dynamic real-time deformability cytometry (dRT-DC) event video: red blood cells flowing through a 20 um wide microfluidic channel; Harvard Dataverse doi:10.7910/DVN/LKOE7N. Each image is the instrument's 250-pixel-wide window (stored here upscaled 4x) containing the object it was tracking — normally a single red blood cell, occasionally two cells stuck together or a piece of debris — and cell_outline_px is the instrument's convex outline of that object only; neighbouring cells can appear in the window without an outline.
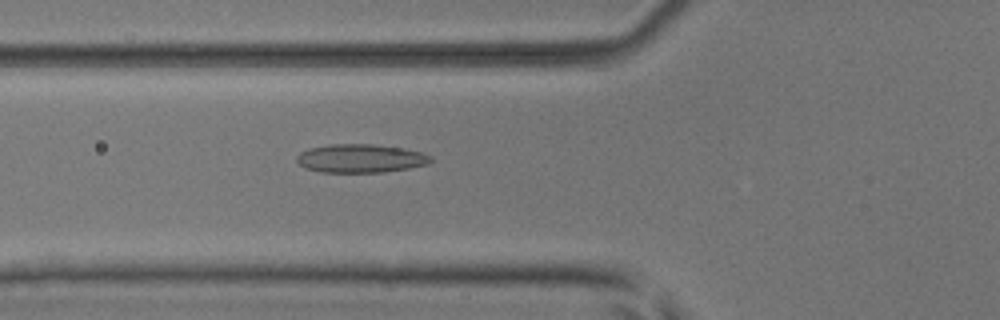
{"species": "common noctule bat (a hibernating species)", "species_latin": "Nyctalus noctula", "temperature_condition": "room temperature", "stored_images_in_passage": 50, "camera_frame_rate_fps": 3000, "um_per_image_px": 0.085, "animal": {"sex": "male", "body_mass_g": 17.9, "forearm_length_mm": 54.2}, "frame": {"image": 1, "passage_image": 18, "time_ms": 5.667, "image_size_px": [1000, 320], "cell_outline_px": [[432, 160], [428, 164], [408, 168], [384, 172], [320, 172], [304, 168], [296, 160], [296, 156], [300, 152], [308, 148], [328, 144], [372, 144], [404, 148], [420, 152], [432, 156]], "centroid_in_image_um": [30.62, 13.46], "position_along_channel_um": 95.2, "area_um2": 22.37}}
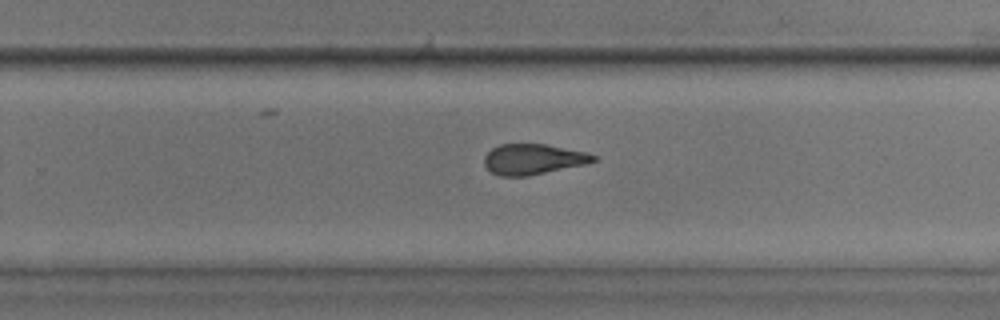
{"frame": {"image": 2, "passage_image": 32, "time_ms": 10.333, "image_size_px": [1000, 320], "cell_outline_px": [[596, 160], [584, 164], [528, 176], [500, 176], [492, 172], [484, 164], [484, 156], [492, 148], [500, 144], [544, 144], [588, 152], [596, 156]], "centroid_in_image_um": [45.3, 13.53], "position_along_channel_um": 284.5, "area_um2": 19.25}}
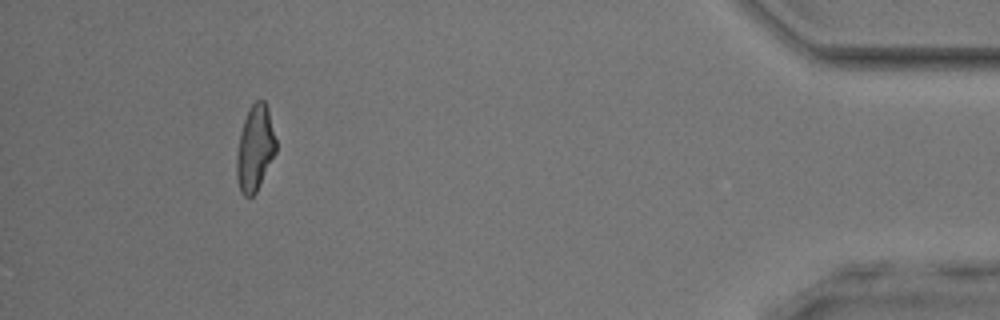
{"frame": {"image": 3, "passage_image": 46, "time_ms": 15.0, "image_size_px": [1000, 320], "cell_outline_px": [[276, 152], [256, 192], [252, 196], [244, 196], [240, 192], [236, 176], [236, 156], [240, 132], [244, 120], [252, 104], [256, 100], [264, 100], [268, 108], [276, 140]], "centroid_in_image_um": [21.67, 12.61], "position_along_channel_um": 413.5, "area_um2": 19.54}, "authors_computed_cell_mechanics": {"area_um2": 20.4323, "velocity_mm_per_s": 4.0716, "shape_relaxation_time_tau1_ms": 8.9268, "shape_relaxation_time_tau2_ms": 1.8827, "deformation_change_tau1": 0.1961, "deformation_change_tau2": 0.1031}}